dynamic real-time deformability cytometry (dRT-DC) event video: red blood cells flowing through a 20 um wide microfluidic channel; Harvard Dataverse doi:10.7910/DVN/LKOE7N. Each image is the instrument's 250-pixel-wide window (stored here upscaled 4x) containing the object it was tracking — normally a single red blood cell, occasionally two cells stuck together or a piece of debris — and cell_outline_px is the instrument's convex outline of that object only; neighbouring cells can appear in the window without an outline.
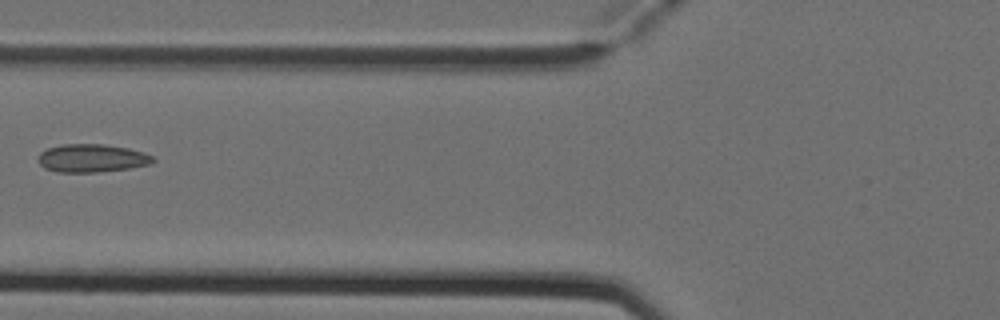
{"species": "Egyptian fruit bat (a non-hibernating species)", "species_latin": "Rousettus aegyptiacus", "temperature_condition": "cold", "stored_images_in_passage": 2, "camera_frame_rate_fps": 3000, "um_per_image_px": 0.085, "animal": {"sex": "female"}, "frame": {"image": 1, "passage_image": 2, "time_ms": 0.333, "image_size_px": [1000, 320], "cell_outline_px": [[156, 160], [152, 164], [128, 168], [100, 172], [56, 172], [44, 168], [40, 164], [40, 152], [48, 148], [64, 144], [104, 144], [128, 148], [144, 152], [152, 156]], "centroid_in_image_um": [7.84, 13.45], "position_along_channel_um": 118.0, "area_um2": 18.79}}